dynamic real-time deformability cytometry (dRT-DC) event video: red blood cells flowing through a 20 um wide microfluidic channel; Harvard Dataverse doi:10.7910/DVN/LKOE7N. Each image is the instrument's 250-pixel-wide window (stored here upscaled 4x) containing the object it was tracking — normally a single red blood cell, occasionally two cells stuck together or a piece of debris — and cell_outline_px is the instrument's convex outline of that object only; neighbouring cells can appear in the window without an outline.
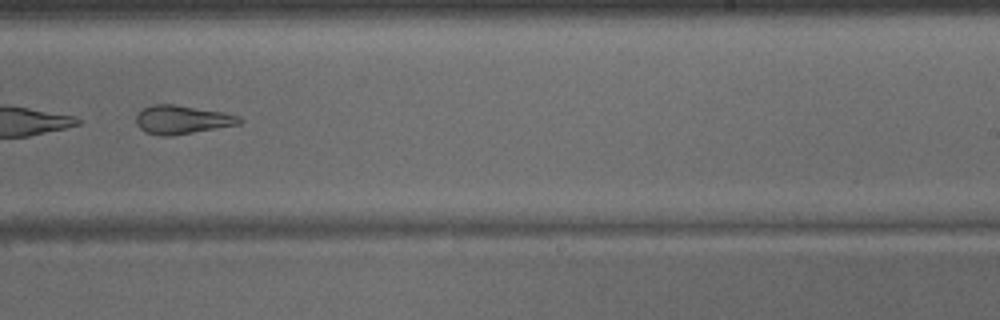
{"species": "common noctule bat (a hibernating species)", "species_latin": "Nyctalus noctula", "temperature_condition": "warm", "stored_images_in_passage": 39, "camera_frame_rate_fps": 3000, "um_per_image_px": 0.085, "animal": {"sex": "male", "body_mass_g": 15.6}, "frame": {"image": 1, "passage_image": 23, "time_ms": 7.333, "image_size_px": [1000, 320], "cell_outline_px": [[244, 120], [240, 124], [172, 136], [160, 136], [144, 132], [136, 124], [136, 116], [144, 108], [152, 104], [172, 104], [224, 112], [240, 116]], "centroid_in_image_um": [15.48, 10.18], "position_along_channel_um": 273.5, "area_um2": 17.28}}